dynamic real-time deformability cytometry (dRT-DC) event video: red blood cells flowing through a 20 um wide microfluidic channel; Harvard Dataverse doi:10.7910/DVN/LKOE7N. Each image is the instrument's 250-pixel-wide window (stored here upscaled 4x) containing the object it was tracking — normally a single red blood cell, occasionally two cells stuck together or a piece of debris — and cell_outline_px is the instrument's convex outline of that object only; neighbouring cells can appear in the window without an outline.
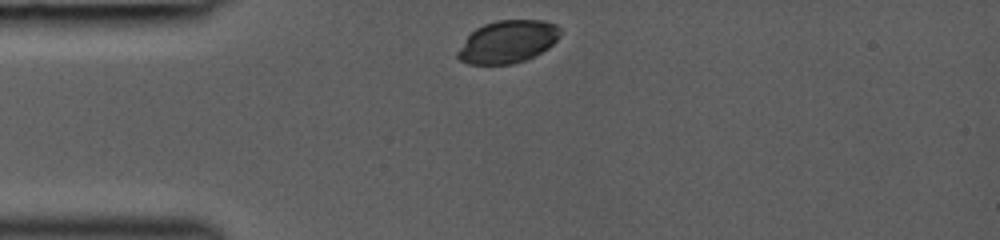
{"species": "common noctule bat (a hibernating species)", "species_latin": "Nyctalus noctula", "temperature_condition": "room temperature", "stored_images_in_passage": 30, "camera_frame_rate_fps": 3000, "um_per_image_px": 0.085, "animal": {"sex": "female", "body_mass_g": 19.0, "forearm_length_mm": 53.3}, "frame": {"image": 1, "passage_image": 1, "time_ms": 0.0, "image_size_px": [1000, 240], "cell_outline_px": [[560, 36], [548, 48], [524, 60], [512, 64], [468, 64], [460, 60], [456, 56], [456, 52], [468, 36], [476, 28], [484, 24], [496, 20], [544, 20], [556, 24], [560, 28]], "centroid_in_image_um": [43.15, 3.54], "position_along_channel_um": 41.9, "area_um2": 25.32}}
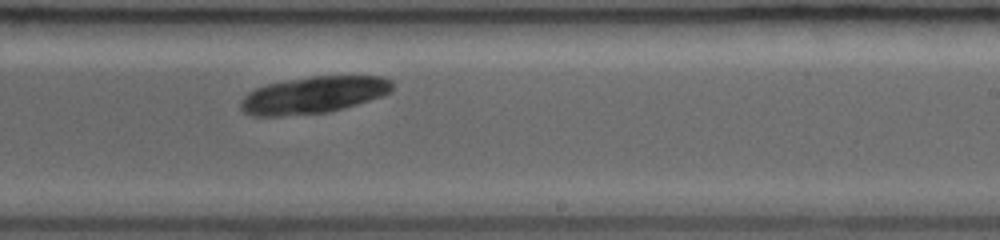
{"frame": {"image": 2, "passage_image": 18, "time_ms": 5.667, "image_size_px": [1000, 240], "cell_outline_px": [[392, 88], [388, 92], [380, 96], [344, 108], [328, 112], [280, 116], [252, 116], [244, 112], [240, 108], [240, 100], [248, 92], [264, 84], [312, 76], [380, 76], [392, 80]], "centroid_in_image_um": [26.59, 8.07], "position_along_channel_um": 262.4, "area_um2": 32.48}}
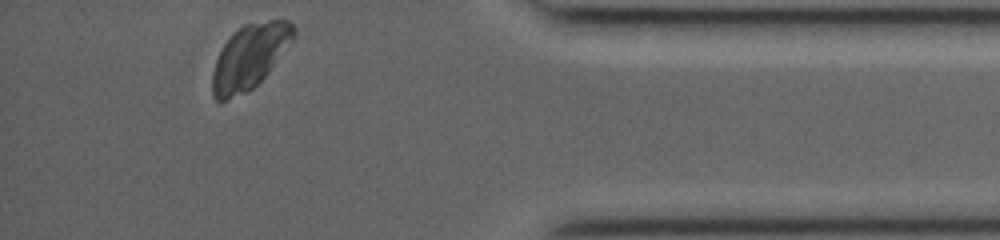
{"frame": {"image": 3, "passage_image": 30, "time_ms": 9.667, "image_size_px": [1000, 240], "cell_outline_px": [[296, 36], [268, 72], [252, 88], [220, 104], [212, 96], [212, 72], [216, 60], [224, 44], [232, 32], [244, 24], [268, 20], [288, 20], [296, 28]], "centroid_in_image_um": [21.2, 4.81], "position_along_channel_um": 414.0, "area_um2": 30.52}}